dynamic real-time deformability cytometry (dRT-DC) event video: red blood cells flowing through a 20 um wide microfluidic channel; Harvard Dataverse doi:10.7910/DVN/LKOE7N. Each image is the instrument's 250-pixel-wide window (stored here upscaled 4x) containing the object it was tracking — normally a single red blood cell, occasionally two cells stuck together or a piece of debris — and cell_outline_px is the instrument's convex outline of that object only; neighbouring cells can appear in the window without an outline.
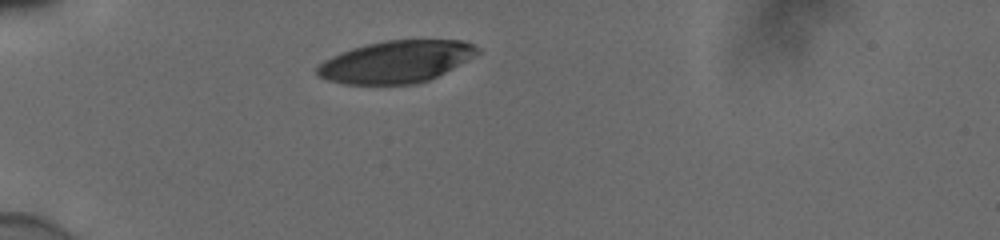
{"species": "human", "species_latin": "Homo sapiens", "temperature_condition": "cold", "stored_images_in_passage": 31, "camera_frame_rate_fps": 3000, "um_per_image_px": 0.085, "donor": {"sex": "male"}, "frame": {"image": 1, "passage_image": 1, "time_ms": 0.0, "image_size_px": [1000, 240], "cell_outline_px": [[480, 52], [452, 68], [428, 80], [416, 84], [344, 84], [328, 80], [320, 76], [316, 72], [316, 68], [324, 60], [340, 52], [352, 48], [384, 40], [464, 40], [476, 44], [480, 48]], "centroid_in_image_um": [33.67, 5.24], "position_along_channel_um": 51.3, "area_um2": 39.13}}
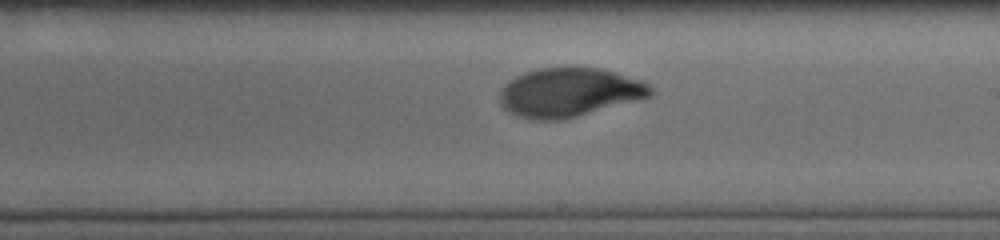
{"frame": {"image": 2, "passage_image": 18, "time_ms": 5.667, "image_size_px": [1000, 240], "cell_outline_px": [[652, 96], [576, 116], [560, 120], [532, 120], [508, 112], [500, 104], [500, 92], [504, 84], [508, 80], [524, 72], [540, 68], [568, 64], [604, 68], [640, 80], [648, 84], [652, 88]], "centroid_in_image_um": [48.36, 7.8], "position_along_channel_um": 240.6, "area_um2": 43.7}}
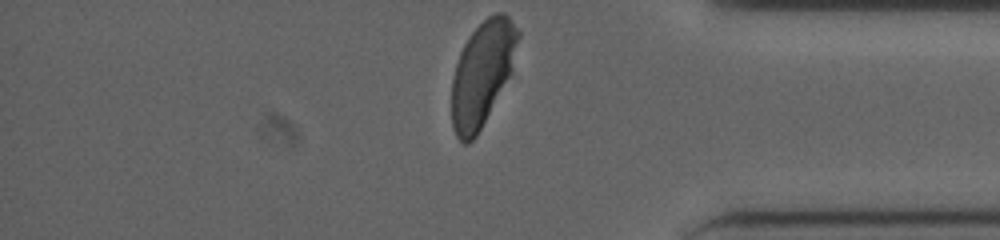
{"frame": {"image": 3, "passage_image": 31, "time_ms": 10.0, "image_size_px": [1000, 240], "cell_outline_px": [[520, 36], [512, 72], [476, 136], [468, 144], [464, 144], [456, 136], [452, 128], [452, 80], [456, 64], [460, 52], [468, 36], [488, 16], [496, 12], [504, 12], [508, 16], [520, 32]], "centroid_in_image_um": [41.0, 6.23], "position_along_channel_um": 394.2, "area_um2": 40.29}, "authors_computed_cell_mechanics": {"area_um2": 42.9454, "velocity_mm_per_s": 3.8382, "shape_relaxation_time_tau1_ms": 3.3794, "shape_relaxation_time_tau2_ms": null, "deformation_change_tau1": 0.1621, "deformation_change_tau2": null}}